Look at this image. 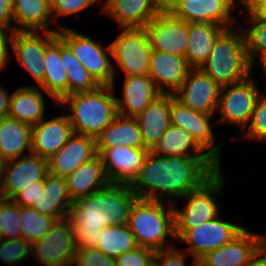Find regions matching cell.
<instances>
[{
  "instance_id": "cell-1",
  "label": "cell",
  "mask_w": 266,
  "mask_h": 266,
  "mask_svg": "<svg viewBox=\"0 0 266 266\" xmlns=\"http://www.w3.org/2000/svg\"><path fill=\"white\" fill-rule=\"evenodd\" d=\"M219 168L211 157L157 156L149 151L130 186L139 199L172 204L200 187Z\"/></svg>"
},
{
  "instance_id": "cell-2",
  "label": "cell",
  "mask_w": 266,
  "mask_h": 266,
  "mask_svg": "<svg viewBox=\"0 0 266 266\" xmlns=\"http://www.w3.org/2000/svg\"><path fill=\"white\" fill-rule=\"evenodd\" d=\"M136 199L130 184L110 183L73 202L68 218L74 227L78 249L94 248L104 227L128 224Z\"/></svg>"
},
{
  "instance_id": "cell-3",
  "label": "cell",
  "mask_w": 266,
  "mask_h": 266,
  "mask_svg": "<svg viewBox=\"0 0 266 266\" xmlns=\"http://www.w3.org/2000/svg\"><path fill=\"white\" fill-rule=\"evenodd\" d=\"M115 86H99L89 92L74 93L63 98L58 105L69 104L67 114L74 133L96 138L118 116Z\"/></svg>"
},
{
  "instance_id": "cell-4",
  "label": "cell",
  "mask_w": 266,
  "mask_h": 266,
  "mask_svg": "<svg viewBox=\"0 0 266 266\" xmlns=\"http://www.w3.org/2000/svg\"><path fill=\"white\" fill-rule=\"evenodd\" d=\"M238 30L235 27L226 29L215 41L207 60L200 66L220 87L252 76L244 31L240 28Z\"/></svg>"
},
{
  "instance_id": "cell-5",
  "label": "cell",
  "mask_w": 266,
  "mask_h": 266,
  "mask_svg": "<svg viewBox=\"0 0 266 266\" xmlns=\"http://www.w3.org/2000/svg\"><path fill=\"white\" fill-rule=\"evenodd\" d=\"M128 226L138 246L155 252L163 250L168 236L176 239L173 204L137 198L130 210Z\"/></svg>"
},
{
  "instance_id": "cell-6",
  "label": "cell",
  "mask_w": 266,
  "mask_h": 266,
  "mask_svg": "<svg viewBox=\"0 0 266 266\" xmlns=\"http://www.w3.org/2000/svg\"><path fill=\"white\" fill-rule=\"evenodd\" d=\"M219 168L200 187L187 193L183 198L186 203L181 209H174L175 230H189L219 216V207L215 202L220 196L225 178Z\"/></svg>"
},
{
  "instance_id": "cell-7",
  "label": "cell",
  "mask_w": 266,
  "mask_h": 266,
  "mask_svg": "<svg viewBox=\"0 0 266 266\" xmlns=\"http://www.w3.org/2000/svg\"><path fill=\"white\" fill-rule=\"evenodd\" d=\"M57 34L100 86L114 85L116 68L110 59L112 58L110 44L105 48L91 37L63 25L59 27Z\"/></svg>"
},
{
  "instance_id": "cell-8",
  "label": "cell",
  "mask_w": 266,
  "mask_h": 266,
  "mask_svg": "<svg viewBox=\"0 0 266 266\" xmlns=\"http://www.w3.org/2000/svg\"><path fill=\"white\" fill-rule=\"evenodd\" d=\"M243 0H162L163 9L188 23H213L227 29L235 26L232 9Z\"/></svg>"
},
{
  "instance_id": "cell-9",
  "label": "cell",
  "mask_w": 266,
  "mask_h": 266,
  "mask_svg": "<svg viewBox=\"0 0 266 266\" xmlns=\"http://www.w3.org/2000/svg\"><path fill=\"white\" fill-rule=\"evenodd\" d=\"M78 247L71 220H57L53 227L32 245V256L44 266H72Z\"/></svg>"
},
{
  "instance_id": "cell-10",
  "label": "cell",
  "mask_w": 266,
  "mask_h": 266,
  "mask_svg": "<svg viewBox=\"0 0 266 266\" xmlns=\"http://www.w3.org/2000/svg\"><path fill=\"white\" fill-rule=\"evenodd\" d=\"M257 87L251 75L241 82L221 87L217 109L220 118L216 124H233L245 132L257 98L261 95Z\"/></svg>"
},
{
  "instance_id": "cell-11",
  "label": "cell",
  "mask_w": 266,
  "mask_h": 266,
  "mask_svg": "<svg viewBox=\"0 0 266 266\" xmlns=\"http://www.w3.org/2000/svg\"><path fill=\"white\" fill-rule=\"evenodd\" d=\"M119 36L110 43L112 58L125 76L148 75L152 48L145 28H120Z\"/></svg>"
},
{
  "instance_id": "cell-12",
  "label": "cell",
  "mask_w": 266,
  "mask_h": 266,
  "mask_svg": "<svg viewBox=\"0 0 266 266\" xmlns=\"http://www.w3.org/2000/svg\"><path fill=\"white\" fill-rule=\"evenodd\" d=\"M220 216L189 230H175L176 240L189 244L184 251L197 262L207 252L218 249L234 239L244 228L224 221Z\"/></svg>"
},
{
  "instance_id": "cell-13",
  "label": "cell",
  "mask_w": 266,
  "mask_h": 266,
  "mask_svg": "<svg viewBox=\"0 0 266 266\" xmlns=\"http://www.w3.org/2000/svg\"><path fill=\"white\" fill-rule=\"evenodd\" d=\"M213 114L194 111L175 97L170 100V123L188 131L197 144L220 166L221 147L223 143H215L211 118Z\"/></svg>"
},
{
  "instance_id": "cell-14",
  "label": "cell",
  "mask_w": 266,
  "mask_h": 266,
  "mask_svg": "<svg viewBox=\"0 0 266 266\" xmlns=\"http://www.w3.org/2000/svg\"><path fill=\"white\" fill-rule=\"evenodd\" d=\"M47 174V159L32 153L7 161L0 180V197L13 200L24 188L44 181Z\"/></svg>"
},
{
  "instance_id": "cell-15",
  "label": "cell",
  "mask_w": 266,
  "mask_h": 266,
  "mask_svg": "<svg viewBox=\"0 0 266 266\" xmlns=\"http://www.w3.org/2000/svg\"><path fill=\"white\" fill-rule=\"evenodd\" d=\"M152 50L185 57L188 43V22L161 11L145 27Z\"/></svg>"
},
{
  "instance_id": "cell-16",
  "label": "cell",
  "mask_w": 266,
  "mask_h": 266,
  "mask_svg": "<svg viewBox=\"0 0 266 266\" xmlns=\"http://www.w3.org/2000/svg\"><path fill=\"white\" fill-rule=\"evenodd\" d=\"M220 88L200 68H191L174 97L194 111L214 115L218 109Z\"/></svg>"
},
{
  "instance_id": "cell-17",
  "label": "cell",
  "mask_w": 266,
  "mask_h": 266,
  "mask_svg": "<svg viewBox=\"0 0 266 266\" xmlns=\"http://www.w3.org/2000/svg\"><path fill=\"white\" fill-rule=\"evenodd\" d=\"M36 31H14L12 46L18 62L30 73L35 83L44 81L45 67L43 64L46 46L58 35L57 32L44 31L43 38Z\"/></svg>"
},
{
  "instance_id": "cell-18",
  "label": "cell",
  "mask_w": 266,
  "mask_h": 266,
  "mask_svg": "<svg viewBox=\"0 0 266 266\" xmlns=\"http://www.w3.org/2000/svg\"><path fill=\"white\" fill-rule=\"evenodd\" d=\"M102 159L110 183L131 184L138 176L148 155L147 148H132L120 145L114 148H96Z\"/></svg>"
},
{
  "instance_id": "cell-19",
  "label": "cell",
  "mask_w": 266,
  "mask_h": 266,
  "mask_svg": "<svg viewBox=\"0 0 266 266\" xmlns=\"http://www.w3.org/2000/svg\"><path fill=\"white\" fill-rule=\"evenodd\" d=\"M259 250V234L244 227L229 243L207 252L197 261V266H245Z\"/></svg>"
},
{
  "instance_id": "cell-20",
  "label": "cell",
  "mask_w": 266,
  "mask_h": 266,
  "mask_svg": "<svg viewBox=\"0 0 266 266\" xmlns=\"http://www.w3.org/2000/svg\"><path fill=\"white\" fill-rule=\"evenodd\" d=\"M96 156V138L74 133L67 143L47 160L48 173L66 178Z\"/></svg>"
},
{
  "instance_id": "cell-21",
  "label": "cell",
  "mask_w": 266,
  "mask_h": 266,
  "mask_svg": "<svg viewBox=\"0 0 266 266\" xmlns=\"http://www.w3.org/2000/svg\"><path fill=\"white\" fill-rule=\"evenodd\" d=\"M73 134L68 115L47 121L43 118L32 126L31 153L48 160L67 143Z\"/></svg>"
},
{
  "instance_id": "cell-22",
  "label": "cell",
  "mask_w": 266,
  "mask_h": 266,
  "mask_svg": "<svg viewBox=\"0 0 266 266\" xmlns=\"http://www.w3.org/2000/svg\"><path fill=\"white\" fill-rule=\"evenodd\" d=\"M190 69L185 57L156 50L151 52L148 75L162 94H174Z\"/></svg>"
},
{
  "instance_id": "cell-23",
  "label": "cell",
  "mask_w": 266,
  "mask_h": 266,
  "mask_svg": "<svg viewBox=\"0 0 266 266\" xmlns=\"http://www.w3.org/2000/svg\"><path fill=\"white\" fill-rule=\"evenodd\" d=\"M102 9L120 28H144L163 11L162 0H105Z\"/></svg>"
},
{
  "instance_id": "cell-24",
  "label": "cell",
  "mask_w": 266,
  "mask_h": 266,
  "mask_svg": "<svg viewBox=\"0 0 266 266\" xmlns=\"http://www.w3.org/2000/svg\"><path fill=\"white\" fill-rule=\"evenodd\" d=\"M123 96L116 97L118 115L136 117L162 93L149 75L125 76Z\"/></svg>"
},
{
  "instance_id": "cell-25",
  "label": "cell",
  "mask_w": 266,
  "mask_h": 266,
  "mask_svg": "<svg viewBox=\"0 0 266 266\" xmlns=\"http://www.w3.org/2000/svg\"><path fill=\"white\" fill-rule=\"evenodd\" d=\"M174 94H161L152 101L137 119L144 142V148L149 151L158 143L170 123V100Z\"/></svg>"
},
{
  "instance_id": "cell-26",
  "label": "cell",
  "mask_w": 266,
  "mask_h": 266,
  "mask_svg": "<svg viewBox=\"0 0 266 266\" xmlns=\"http://www.w3.org/2000/svg\"><path fill=\"white\" fill-rule=\"evenodd\" d=\"M72 205L66 178L48 173L45 180L40 181V196L33 208L41 214L60 220L68 217Z\"/></svg>"
},
{
  "instance_id": "cell-27",
  "label": "cell",
  "mask_w": 266,
  "mask_h": 266,
  "mask_svg": "<svg viewBox=\"0 0 266 266\" xmlns=\"http://www.w3.org/2000/svg\"><path fill=\"white\" fill-rule=\"evenodd\" d=\"M66 181L72 202L101 190L110 184L99 155L78 167L66 177Z\"/></svg>"
},
{
  "instance_id": "cell-28",
  "label": "cell",
  "mask_w": 266,
  "mask_h": 266,
  "mask_svg": "<svg viewBox=\"0 0 266 266\" xmlns=\"http://www.w3.org/2000/svg\"><path fill=\"white\" fill-rule=\"evenodd\" d=\"M43 64L45 76L39 87L48 97L59 103L68 96V80L61 63V37L59 35L46 46Z\"/></svg>"
},
{
  "instance_id": "cell-29",
  "label": "cell",
  "mask_w": 266,
  "mask_h": 266,
  "mask_svg": "<svg viewBox=\"0 0 266 266\" xmlns=\"http://www.w3.org/2000/svg\"><path fill=\"white\" fill-rule=\"evenodd\" d=\"M227 28L213 23H188V43L185 54L191 68H200L207 60L217 38Z\"/></svg>"
},
{
  "instance_id": "cell-30",
  "label": "cell",
  "mask_w": 266,
  "mask_h": 266,
  "mask_svg": "<svg viewBox=\"0 0 266 266\" xmlns=\"http://www.w3.org/2000/svg\"><path fill=\"white\" fill-rule=\"evenodd\" d=\"M13 16L15 31L57 32L50 29V0H13Z\"/></svg>"
},
{
  "instance_id": "cell-31",
  "label": "cell",
  "mask_w": 266,
  "mask_h": 266,
  "mask_svg": "<svg viewBox=\"0 0 266 266\" xmlns=\"http://www.w3.org/2000/svg\"><path fill=\"white\" fill-rule=\"evenodd\" d=\"M32 126L6 116L0 119V153L6 161L31 154ZM23 154V155H22Z\"/></svg>"
},
{
  "instance_id": "cell-32",
  "label": "cell",
  "mask_w": 266,
  "mask_h": 266,
  "mask_svg": "<svg viewBox=\"0 0 266 266\" xmlns=\"http://www.w3.org/2000/svg\"><path fill=\"white\" fill-rule=\"evenodd\" d=\"M120 145L132 148H144L139 123L135 117L118 115L96 137V148H114Z\"/></svg>"
},
{
  "instance_id": "cell-33",
  "label": "cell",
  "mask_w": 266,
  "mask_h": 266,
  "mask_svg": "<svg viewBox=\"0 0 266 266\" xmlns=\"http://www.w3.org/2000/svg\"><path fill=\"white\" fill-rule=\"evenodd\" d=\"M40 87L23 86L11 94L8 116L34 126L44 118L45 100Z\"/></svg>"
},
{
  "instance_id": "cell-34",
  "label": "cell",
  "mask_w": 266,
  "mask_h": 266,
  "mask_svg": "<svg viewBox=\"0 0 266 266\" xmlns=\"http://www.w3.org/2000/svg\"><path fill=\"white\" fill-rule=\"evenodd\" d=\"M151 152L157 156L210 157L188 131L175 125L167 128Z\"/></svg>"
},
{
  "instance_id": "cell-35",
  "label": "cell",
  "mask_w": 266,
  "mask_h": 266,
  "mask_svg": "<svg viewBox=\"0 0 266 266\" xmlns=\"http://www.w3.org/2000/svg\"><path fill=\"white\" fill-rule=\"evenodd\" d=\"M61 63L67 75L68 96L74 93L93 91L100 86L87 69L74 56L73 51L62 38Z\"/></svg>"
},
{
  "instance_id": "cell-36",
  "label": "cell",
  "mask_w": 266,
  "mask_h": 266,
  "mask_svg": "<svg viewBox=\"0 0 266 266\" xmlns=\"http://www.w3.org/2000/svg\"><path fill=\"white\" fill-rule=\"evenodd\" d=\"M99 237L94 248L112 258L138 247L128 224L104 227Z\"/></svg>"
},
{
  "instance_id": "cell-37",
  "label": "cell",
  "mask_w": 266,
  "mask_h": 266,
  "mask_svg": "<svg viewBox=\"0 0 266 266\" xmlns=\"http://www.w3.org/2000/svg\"><path fill=\"white\" fill-rule=\"evenodd\" d=\"M58 219L39 213L33 207L20 206L21 237L31 245L41 239Z\"/></svg>"
},
{
  "instance_id": "cell-38",
  "label": "cell",
  "mask_w": 266,
  "mask_h": 266,
  "mask_svg": "<svg viewBox=\"0 0 266 266\" xmlns=\"http://www.w3.org/2000/svg\"><path fill=\"white\" fill-rule=\"evenodd\" d=\"M248 13V23L251 25L247 29H243L248 59L251 63V72L255 58L262 52L266 51V19L258 18L244 3Z\"/></svg>"
},
{
  "instance_id": "cell-39",
  "label": "cell",
  "mask_w": 266,
  "mask_h": 266,
  "mask_svg": "<svg viewBox=\"0 0 266 266\" xmlns=\"http://www.w3.org/2000/svg\"><path fill=\"white\" fill-rule=\"evenodd\" d=\"M0 236L1 239L21 238L20 206L12 199L0 197Z\"/></svg>"
},
{
  "instance_id": "cell-40",
  "label": "cell",
  "mask_w": 266,
  "mask_h": 266,
  "mask_svg": "<svg viewBox=\"0 0 266 266\" xmlns=\"http://www.w3.org/2000/svg\"><path fill=\"white\" fill-rule=\"evenodd\" d=\"M32 254V245L24 238L1 239L0 259L9 265L18 266Z\"/></svg>"
},
{
  "instance_id": "cell-41",
  "label": "cell",
  "mask_w": 266,
  "mask_h": 266,
  "mask_svg": "<svg viewBox=\"0 0 266 266\" xmlns=\"http://www.w3.org/2000/svg\"><path fill=\"white\" fill-rule=\"evenodd\" d=\"M261 93L251 112L249 126L246 128L247 132L243 134V137L266 142V94Z\"/></svg>"
},
{
  "instance_id": "cell-42",
  "label": "cell",
  "mask_w": 266,
  "mask_h": 266,
  "mask_svg": "<svg viewBox=\"0 0 266 266\" xmlns=\"http://www.w3.org/2000/svg\"><path fill=\"white\" fill-rule=\"evenodd\" d=\"M97 0H50L51 14L54 24L58 16L76 15L84 9L93 6Z\"/></svg>"
},
{
  "instance_id": "cell-43",
  "label": "cell",
  "mask_w": 266,
  "mask_h": 266,
  "mask_svg": "<svg viewBox=\"0 0 266 266\" xmlns=\"http://www.w3.org/2000/svg\"><path fill=\"white\" fill-rule=\"evenodd\" d=\"M73 264L76 266H116L115 258L105 255L96 248L78 249Z\"/></svg>"
},
{
  "instance_id": "cell-44",
  "label": "cell",
  "mask_w": 266,
  "mask_h": 266,
  "mask_svg": "<svg viewBox=\"0 0 266 266\" xmlns=\"http://www.w3.org/2000/svg\"><path fill=\"white\" fill-rule=\"evenodd\" d=\"M155 251L146 247H136L115 258L116 266H149L154 259Z\"/></svg>"
},
{
  "instance_id": "cell-45",
  "label": "cell",
  "mask_w": 266,
  "mask_h": 266,
  "mask_svg": "<svg viewBox=\"0 0 266 266\" xmlns=\"http://www.w3.org/2000/svg\"><path fill=\"white\" fill-rule=\"evenodd\" d=\"M167 248L155 252L153 262L156 266H187L185 258H187L188 252L184 250H177L176 247L167 245ZM188 266H197V262Z\"/></svg>"
},
{
  "instance_id": "cell-46",
  "label": "cell",
  "mask_w": 266,
  "mask_h": 266,
  "mask_svg": "<svg viewBox=\"0 0 266 266\" xmlns=\"http://www.w3.org/2000/svg\"><path fill=\"white\" fill-rule=\"evenodd\" d=\"M40 196V181H37V185H31L24 188L13 201L22 207H33L35 201Z\"/></svg>"
},
{
  "instance_id": "cell-47",
  "label": "cell",
  "mask_w": 266,
  "mask_h": 266,
  "mask_svg": "<svg viewBox=\"0 0 266 266\" xmlns=\"http://www.w3.org/2000/svg\"><path fill=\"white\" fill-rule=\"evenodd\" d=\"M13 32L14 31L0 27V71L10 62L9 58H12V56L9 55L10 52L8 48L12 46Z\"/></svg>"
},
{
  "instance_id": "cell-48",
  "label": "cell",
  "mask_w": 266,
  "mask_h": 266,
  "mask_svg": "<svg viewBox=\"0 0 266 266\" xmlns=\"http://www.w3.org/2000/svg\"><path fill=\"white\" fill-rule=\"evenodd\" d=\"M11 23H14L13 0H0V27L15 31Z\"/></svg>"
},
{
  "instance_id": "cell-49",
  "label": "cell",
  "mask_w": 266,
  "mask_h": 266,
  "mask_svg": "<svg viewBox=\"0 0 266 266\" xmlns=\"http://www.w3.org/2000/svg\"><path fill=\"white\" fill-rule=\"evenodd\" d=\"M243 3L258 18L266 19V0H243Z\"/></svg>"
},
{
  "instance_id": "cell-50",
  "label": "cell",
  "mask_w": 266,
  "mask_h": 266,
  "mask_svg": "<svg viewBox=\"0 0 266 266\" xmlns=\"http://www.w3.org/2000/svg\"><path fill=\"white\" fill-rule=\"evenodd\" d=\"M11 95L0 85V119L8 116Z\"/></svg>"
},
{
  "instance_id": "cell-51",
  "label": "cell",
  "mask_w": 266,
  "mask_h": 266,
  "mask_svg": "<svg viewBox=\"0 0 266 266\" xmlns=\"http://www.w3.org/2000/svg\"><path fill=\"white\" fill-rule=\"evenodd\" d=\"M245 266H266V254L259 250Z\"/></svg>"
},
{
  "instance_id": "cell-52",
  "label": "cell",
  "mask_w": 266,
  "mask_h": 266,
  "mask_svg": "<svg viewBox=\"0 0 266 266\" xmlns=\"http://www.w3.org/2000/svg\"><path fill=\"white\" fill-rule=\"evenodd\" d=\"M255 59L259 60L257 63L261 64V68H263V72L266 74V51L260 53Z\"/></svg>"
},
{
  "instance_id": "cell-53",
  "label": "cell",
  "mask_w": 266,
  "mask_h": 266,
  "mask_svg": "<svg viewBox=\"0 0 266 266\" xmlns=\"http://www.w3.org/2000/svg\"><path fill=\"white\" fill-rule=\"evenodd\" d=\"M260 238V250L266 254V236L263 234H259Z\"/></svg>"
},
{
  "instance_id": "cell-54",
  "label": "cell",
  "mask_w": 266,
  "mask_h": 266,
  "mask_svg": "<svg viewBox=\"0 0 266 266\" xmlns=\"http://www.w3.org/2000/svg\"><path fill=\"white\" fill-rule=\"evenodd\" d=\"M6 160L2 157L1 153H0V180L1 177L3 175L4 169H5V165H6Z\"/></svg>"
},
{
  "instance_id": "cell-55",
  "label": "cell",
  "mask_w": 266,
  "mask_h": 266,
  "mask_svg": "<svg viewBox=\"0 0 266 266\" xmlns=\"http://www.w3.org/2000/svg\"><path fill=\"white\" fill-rule=\"evenodd\" d=\"M149 266H156L154 262H152Z\"/></svg>"
}]
</instances>
